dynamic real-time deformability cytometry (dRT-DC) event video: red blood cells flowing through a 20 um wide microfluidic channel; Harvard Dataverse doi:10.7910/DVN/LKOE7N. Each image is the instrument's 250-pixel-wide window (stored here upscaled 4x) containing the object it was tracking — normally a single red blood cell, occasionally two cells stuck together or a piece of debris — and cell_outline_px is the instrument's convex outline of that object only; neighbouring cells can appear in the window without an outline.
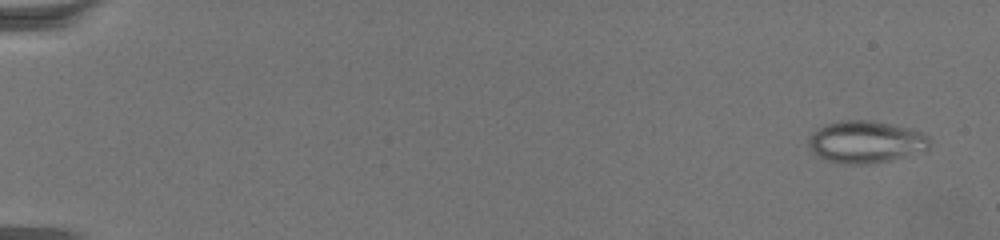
{"species": "common noctule bat (a hibernating species)", "species_latin": "Nyctalus noctula", "temperature_condition": "warm", "stored_images_in_passage": 9, "camera_frame_rate_fps": 3000, "um_per_image_px": 0.085, "animal": {"sex": "female", "body_mass_g": 19.5, "forearm_length_mm": 54.1}, "frame": {"image": 1, "passage_image": 1, "time_ms": 0.0, "image_size_px": [1000, 240], "cell_outline_px": [[928, 148], [888, 160], [868, 164], [848, 164], [828, 160], [812, 152], [808, 148], [808, 140], [824, 124], [840, 120], [872, 120], [892, 124], [924, 132], [928, 136]], "centroid_in_image_um": [73.56, 12.04], "position_along_channel_um": 11.4, "area_um2": 29.19}}